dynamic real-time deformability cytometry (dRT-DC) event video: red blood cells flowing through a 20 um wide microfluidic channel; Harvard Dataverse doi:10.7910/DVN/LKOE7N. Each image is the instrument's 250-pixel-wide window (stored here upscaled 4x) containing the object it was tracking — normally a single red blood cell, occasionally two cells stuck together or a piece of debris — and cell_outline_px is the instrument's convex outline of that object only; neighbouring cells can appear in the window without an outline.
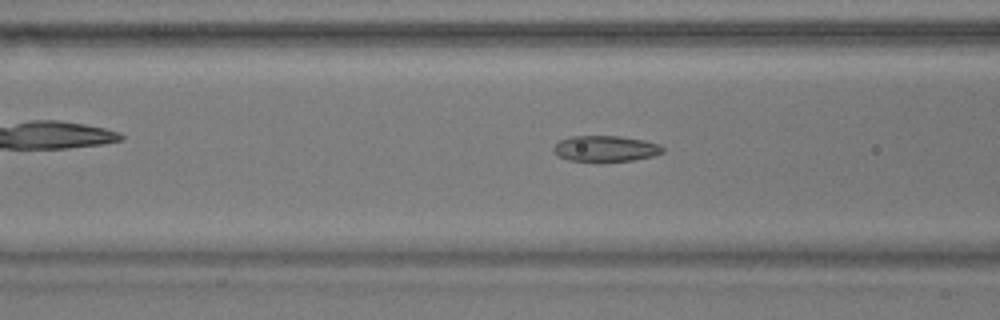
{"species": "common noctule bat (a hibernating species)", "species_latin": "Nyctalus noctula", "temperature_condition": "warm", "stored_images_in_passage": 53, "camera_frame_rate_fps": 3000, "um_per_image_px": 0.085, "animal": {"sex": "male", "body_mass_g": 17.9}, "frame": {"image": 1, "passage_image": 18, "time_ms": 5.667, "image_size_px": [1000, 320], "cell_outline_px": [[664, 152], [652, 156], [632, 160], [568, 160], [552, 152], [552, 148], [560, 140], [572, 136], [620, 136], [644, 140], [656, 144], [664, 148]], "centroid_in_image_um": [51.45, 12.61], "position_along_channel_um": 115.2, "area_um2": 16.07}}
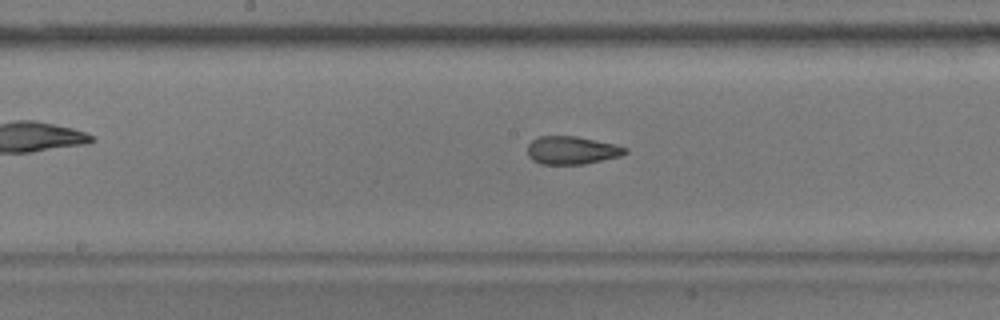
{"frame": {"image": 2, "passage_image": 25, "time_ms": 8.0, "image_size_px": [1000, 320], "cell_outline_px": [[628, 152], [620, 156], [584, 164], [540, 164], [532, 160], [528, 156], [528, 144], [532, 140], [540, 136], [576, 136], [616, 144], [628, 148]], "centroid_in_image_um": [48.61, 12.77], "position_along_channel_um": 199.6, "area_um2": 16.01}}
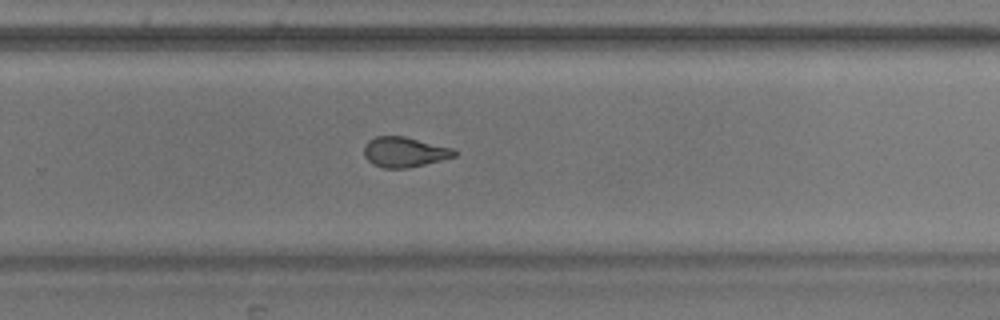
{"frame": {"image": 3, "passage_image": 33, "time_ms": 10.667, "image_size_px": [1000, 320], "cell_outline_px": [[456, 156], [408, 168], [384, 168], [372, 164], [364, 156], [364, 144], [368, 140], [376, 136], [404, 136], [452, 148], [456, 152]], "centroid_in_image_um": [34.33, 12.92], "position_along_channel_um": 295.5, "area_um2": 15.78}, "authors_computed_cell_mechanics": {"area_um2": 16.9354, "velocity_mm_per_s": 3.6039, "shape_relaxation_time_tau1_ms": 7.4298, "shape_relaxation_time_tau2_ms": 1.5804, "deformation_change_tau1": 0.2073, "deformation_change_tau2": 0.0934}}